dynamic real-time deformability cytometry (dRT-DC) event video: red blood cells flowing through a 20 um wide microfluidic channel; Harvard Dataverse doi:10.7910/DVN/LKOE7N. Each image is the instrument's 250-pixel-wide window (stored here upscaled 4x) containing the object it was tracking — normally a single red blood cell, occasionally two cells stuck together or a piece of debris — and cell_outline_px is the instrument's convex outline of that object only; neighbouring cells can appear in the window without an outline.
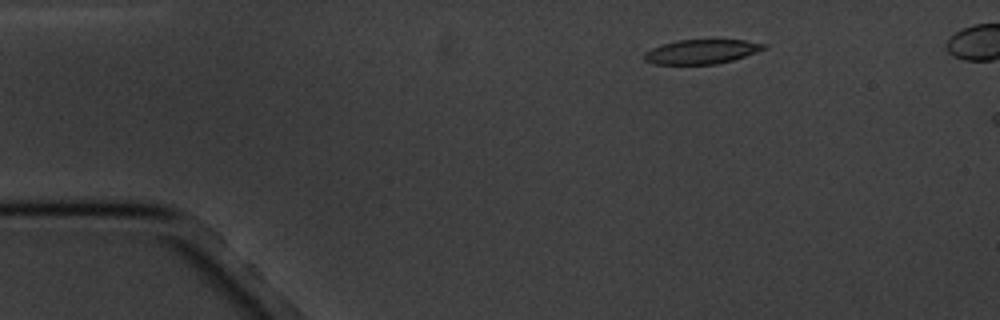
{"species": "common noctule bat (a hibernating species)", "species_latin": "Nyctalus noctula", "temperature_condition": "cold", "stored_images_in_passage": 5, "camera_frame_rate_fps": 3000, "um_per_image_px": 0.085, "animal": {"sex": "male", "body_mass_g": 20.1, "forearm_length_mm": 53.5}, "frame": {"image": 1, "passage_image": 3, "time_ms": 2.333, "image_size_px": [1000, 320], "cell_outline_px": [[768, 48], [732, 60], [716, 64], [652, 64], [644, 60], [644, 52], [652, 48], [676, 40], [744, 40], [768, 44]], "centroid_in_image_um": [59.63, 4.39], "position_along_channel_um": 25.4, "area_um2": 16.94}}